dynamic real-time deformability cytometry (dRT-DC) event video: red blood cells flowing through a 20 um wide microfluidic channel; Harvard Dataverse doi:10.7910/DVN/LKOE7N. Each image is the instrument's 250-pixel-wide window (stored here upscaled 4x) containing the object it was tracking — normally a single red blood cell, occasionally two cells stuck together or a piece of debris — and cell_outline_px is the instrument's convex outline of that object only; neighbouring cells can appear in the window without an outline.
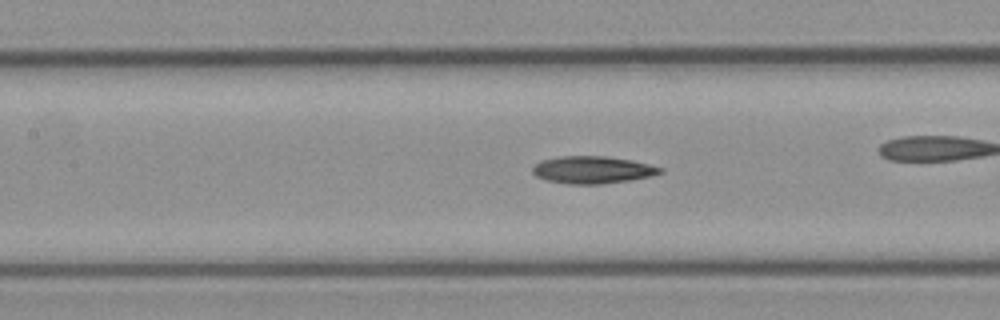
{"species": "common noctule bat (a hibernating species)", "species_latin": "Nyctalus noctula", "temperature_condition": "cold", "stored_images_in_passage": 54, "camera_frame_rate_fps": 3000, "um_per_image_px": 0.085, "animal": {"sex": "female", "body_mass_g": 21.9}, "frame": {"image": 1, "passage_image": 24, "time_ms": 7.667, "image_size_px": [1000, 320], "cell_outline_px": [[664, 172], [652, 176], [628, 180], [600, 184], [568, 184], [548, 180], [536, 176], [532, 172], [532, 168], [540, 160], [560, 156], [608, 156], [632, 160], [664, 168]], "centroid_in_image_um": [50.38, 14.43], "position_along_channel_um": 157.0, "area_um2": 20.35}, "authors_computed_cell_mechanics": {"area_um2": 19.9988, "velocity_mm_per_s": 3.9067, "shape_relaxation_time_tau1_ms": 4.5966, "shape_relaxation_time_tau2_ms": 5.0217, "deformation_change_tau1": 0.1385, "deformation_change_tau2": 0.1441}}